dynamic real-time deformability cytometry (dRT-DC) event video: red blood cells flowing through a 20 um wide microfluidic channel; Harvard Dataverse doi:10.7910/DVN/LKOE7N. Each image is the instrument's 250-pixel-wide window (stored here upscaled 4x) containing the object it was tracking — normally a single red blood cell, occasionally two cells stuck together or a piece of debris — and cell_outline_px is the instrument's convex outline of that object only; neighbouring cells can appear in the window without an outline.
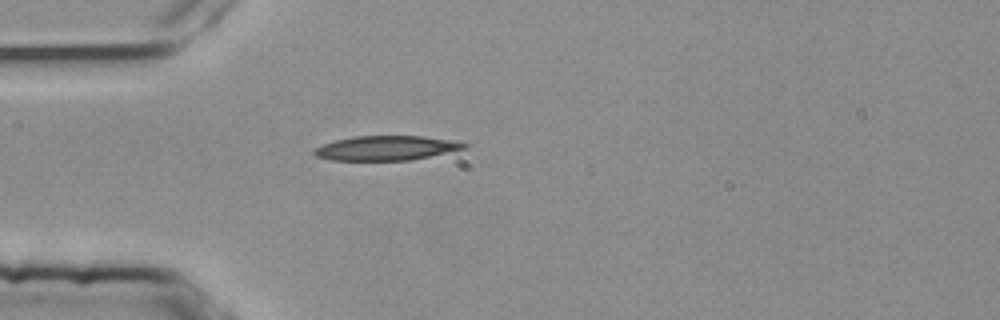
{"species": "common noctule bat (a hibernating species)", "species_latin": "Nyctalus noctula", "temperature_condition": "room temperature", "stored_images_in_passage": 3, "camera_frame_rate_fps": 3000, "um_per_image_px": 0.085, "animal": {"sex": "female", "body_mass_g": 25.1}, "frame": {"image": 1, "passage_image": 3, "time_ms": 0.667, "image_size_px": [1000, 320], "cell_outline_px": [[468, 144], [464, 148], [412, 160], [332, 160], [316, 156], [312, 152], [316, 148], [324, 144], [336, 140], [356, 136], [420, 136], [452, 140]], "centroid_in_image_um": [32.8, 12.58], "position_along_channel_um": 52.2, "area_um2": 21.04}}